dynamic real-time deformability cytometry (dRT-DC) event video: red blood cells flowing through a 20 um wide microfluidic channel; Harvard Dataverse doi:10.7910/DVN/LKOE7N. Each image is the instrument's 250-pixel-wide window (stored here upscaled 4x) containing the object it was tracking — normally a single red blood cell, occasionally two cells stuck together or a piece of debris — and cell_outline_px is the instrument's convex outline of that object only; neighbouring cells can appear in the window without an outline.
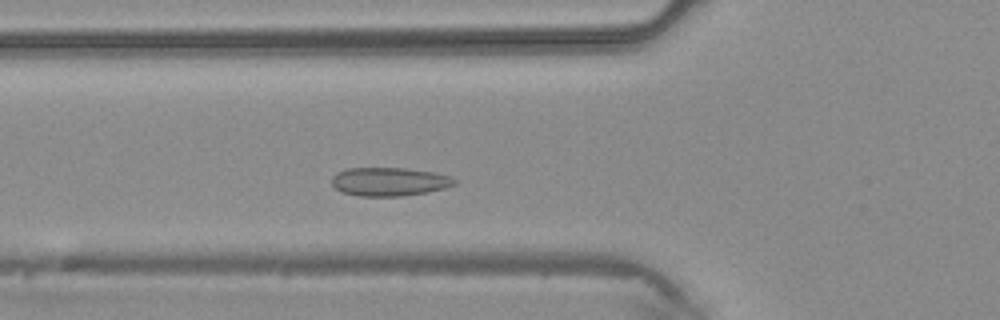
{"species": "common noctule bat (a hibernating species)", "species_latin": "Nyctalus noctula", "temperature_condition": "warm", "stored_images_in_passage": 38, "camera_frame_rate_fps": 3000, "um_per_image_px": 0.085, "animal": {"sex": "male", "body_mass_g": 20.4}, "frame": {"image": 1, "passage_image": 10, "time_ms": 3.0, "image_size_px": [1000, 320], "cell_outline_px": [[456, 184], [444, 188], [428, 192], [400, 196], [360, 196], [344, 192], [336, 188], [332, 184], [332, 176], [336, 172], [348, 168], [408, 168], [432, 172], [452, 176], [456, 180]], "centroid_in_image_um": [33.1, 15.43], "position_along_channel_um": 92.7, "area_um2": 20.4}}
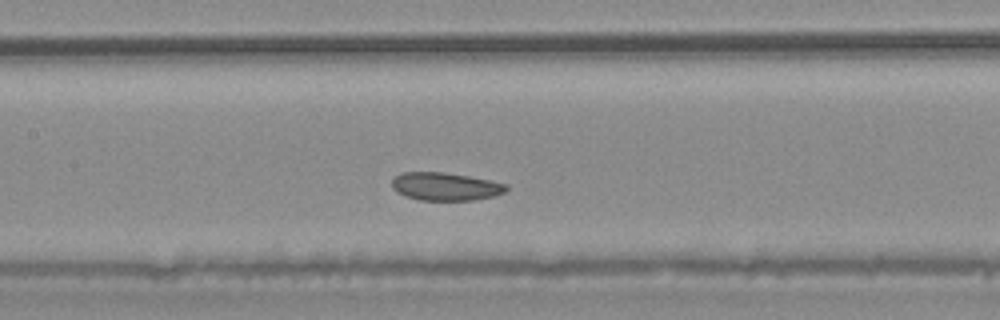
{"frame": {"image": 2, "passage_image": 15, "time_ms": 4.667, "image_size_px": [1000, 320], "cell_outline_px": [[508, 188], [504, 192], [496, 196], [472, 200], [420, 200], [404, 196], [396, 192], [392, 188], [392, 180], [400, 172], [444, 172], [468, 176], [508, 184]], "centroid_in_image_um": [37.84, 15.85], "position_along_channel_um": 169.6, "area_um2": 18.73}}
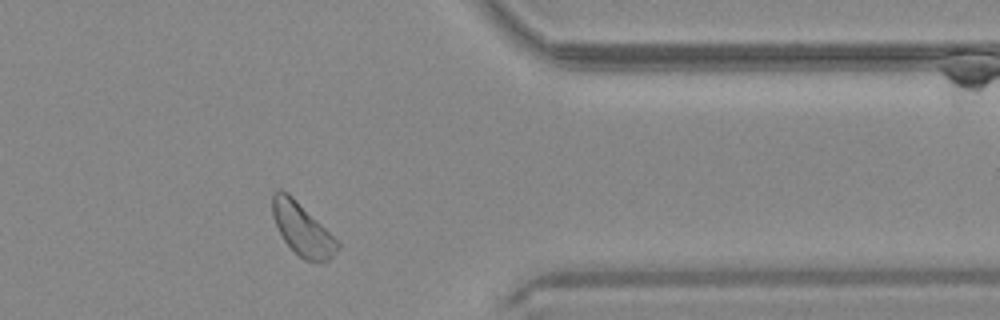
{"frame": {"image": 3, "passage_image": 30, "time_ms": 9.667, "image_size_px": [1000, 320], "cell_outline_px": [[340, 248], [328, 260], [320, 264], [304, 260], [284, 240], [272, 216], [272, 192], [280, 188], [288, 192], [340, 244]], "centroid_in_image_um": [25.67, 19.49], "position_along_channel_um": 385.7, "area_um2": 19.48}}